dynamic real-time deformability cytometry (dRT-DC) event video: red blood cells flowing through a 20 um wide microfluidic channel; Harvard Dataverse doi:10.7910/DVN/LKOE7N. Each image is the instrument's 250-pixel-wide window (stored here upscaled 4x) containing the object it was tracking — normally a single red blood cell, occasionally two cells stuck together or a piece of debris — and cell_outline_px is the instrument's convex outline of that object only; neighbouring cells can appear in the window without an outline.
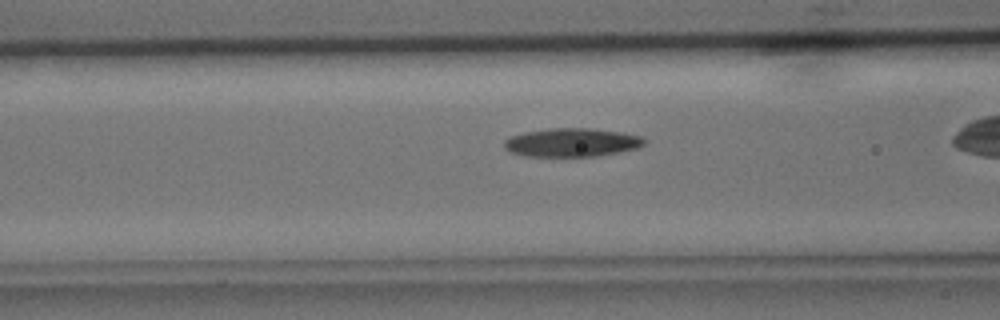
{"species": "common noctule bat (a hibernating species)", "species_latin": "Nyctalus noctula", "temperature_condition": "cold", "stored_images_in_passage": 34, "camera_frame_rate_fps": 3000, "um_per_image_px": 0.085, "animal": {"sex": "male", "body_mass_g": 15.6}, "frame": {"image": 1, "passage_image": 15, "time_ms": 4.667, "image_size_px": [1000, 320], "cell_outline_px": [[644, 144], [636, 148], [596, 156], [524, 156], [508, 152], [504, 148], [504, 140], [512, 136], [524, 132], [548, 128], [588, 128], [620, 132], [640, 136], [644, 140]], "centroid_in_image_um": [48.53, 12.11], "position_along_channel_um": 118.1, "area_um2": 23.12}}